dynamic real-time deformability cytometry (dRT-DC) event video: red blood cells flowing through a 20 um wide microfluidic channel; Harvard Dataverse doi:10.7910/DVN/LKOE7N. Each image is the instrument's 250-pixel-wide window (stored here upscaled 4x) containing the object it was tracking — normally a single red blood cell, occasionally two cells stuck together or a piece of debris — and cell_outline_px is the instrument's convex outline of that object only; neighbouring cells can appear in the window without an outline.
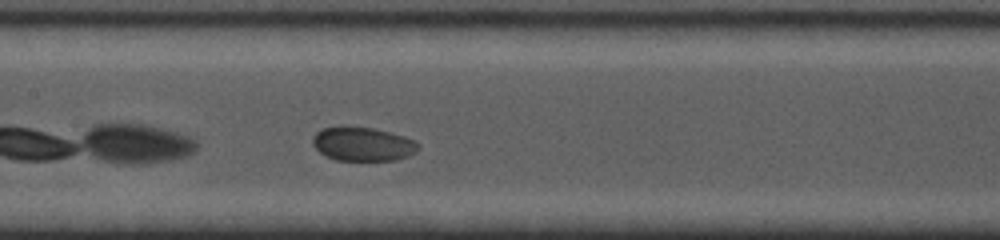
{"species": "common noctule bat (a hibernating species)", "species_latin": "Nyctalus noctula", "temperature_condition": "cold", "stored_images_in_passage": 33, "camera_frame_rate_fps": 5000, "um_per_image_px": 0.085, "animal": {"sex": "female", "body_mass_g": 19.0, "forearm_length_mm": 53.3}, "frame": {"image": 1, "passage_image": 15, "time_ms": 3.2, "image_size_px": [1000, 240], "cell_outline_px": [[420, 148], [416, 152], [408, 156], [396, 160], [336, 160], [324, 156], [312, 144], [312, 136], [320, 128], [340, 124], [344, 124], [372, 128], [392, 132], [416, 140], [420, 144]], "centroid_in_image_um": [30.81, 12.21], "position_along_channel_um": 176.6, "area_um2": 21.62}}